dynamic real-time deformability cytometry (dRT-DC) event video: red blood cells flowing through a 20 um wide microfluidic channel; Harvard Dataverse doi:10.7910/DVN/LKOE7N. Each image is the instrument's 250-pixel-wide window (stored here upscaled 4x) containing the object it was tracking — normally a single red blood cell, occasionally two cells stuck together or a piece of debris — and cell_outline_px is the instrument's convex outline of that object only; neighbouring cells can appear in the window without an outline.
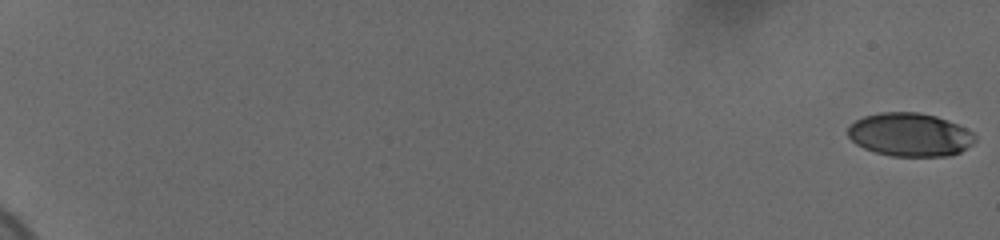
{"species": "human", "species_latin": "Homo sapiens", "temperature_condition": "cold", "stored_images_in_passage": 19, "camera_frame_rate_fps": 3000, "um_per_image_px": 0.085, "donor": {"sex": "female"}, "frame": {"image": 1, "passage_image": 1, "time_ms": 0.0, "image_size_px": [1000, 240], "cell_outline_px": [[976, 140], [968, 148], [960, 152], [948, 156], [892, 156], [876, 152], [864, 148], [856, 144], [848, 136], [848, 128], [856, 120], [864, 116], [880, 112], [916, 112], [936, 116], [948, 120], [972, 132], [976, 136]], "centroid_in_image_um": [77.35, 11.45], "position_along_channel_um": 7.6, "area_um2": 32.08}}
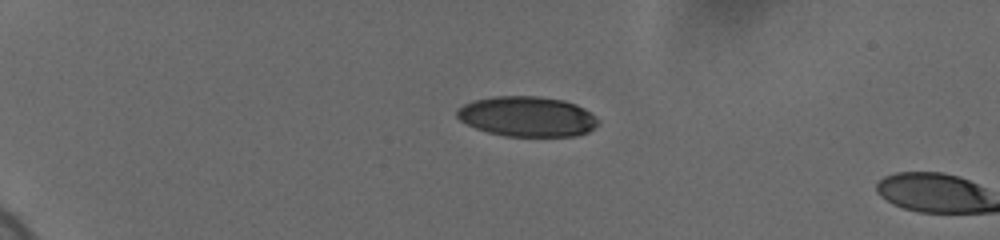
{"frame": {"image": 2, "passage_image": 17, "time_ms": 5.333, "image_size_px": [1000, 240], "cell_outline_px": [[596, 124], [588, 132], [576, 136], [504, 136], [488, 132], [476, 128], [460, 120], [456, 116], [456, 108], [472, 100], [496, 96], [540, 96], [564, 100], [576, 104], [592, 112], [596, 116]], "centroid_in_image_um": [44.79, 9.89], "position_along_channel_um": 40.2, "area_um2": 33.12}}